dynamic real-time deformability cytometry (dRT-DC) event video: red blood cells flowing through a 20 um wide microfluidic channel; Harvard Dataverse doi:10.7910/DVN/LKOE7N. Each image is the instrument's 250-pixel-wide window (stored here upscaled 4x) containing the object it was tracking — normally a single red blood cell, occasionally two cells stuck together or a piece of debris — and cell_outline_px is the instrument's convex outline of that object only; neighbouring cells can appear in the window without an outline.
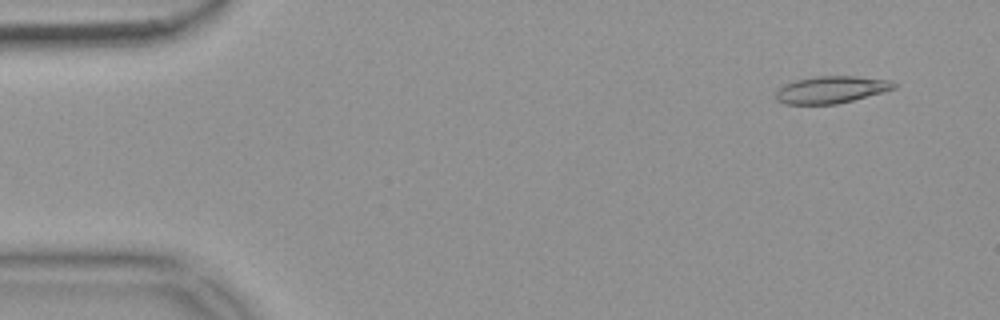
{"species": "common noctule bat (a hibernating species)", "species_latin": "Nyctalus noctula", "temperature_condition": "warm", "stored_images_in_passage": 54, "camera_frame_rate_fps": 3000, "um_per_image_px": 0.085, "animal": {"sex": "female", "body_mass_g": 18.4}, "frame": {"image": 1, "passage_image": 4, "time_ms": 1.0, "image_size_px": [1000, 320], "cell_outline_px": [[896, 88], [852, 100], [836, 104], [784, 104], [776, 100], [776, 92], [784, 84], [796, 80], [816, 76], [856, 76], [888, 80], [896, 84]], "centroid_in_image_um": [70.62, 7.62], "position_along_channel_um": 14.4, "area_um2": 18.44}}
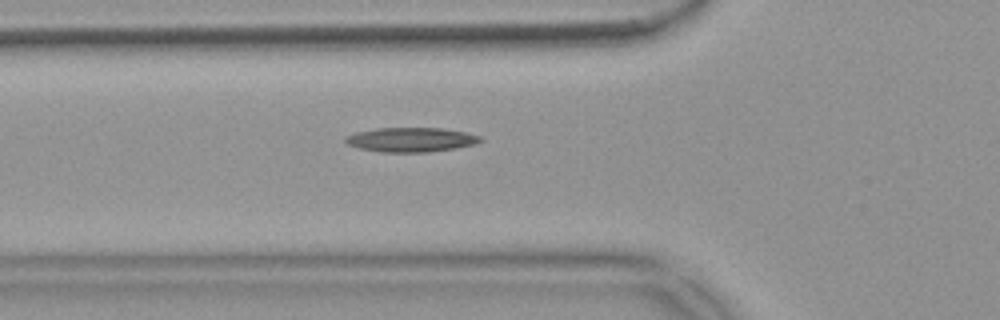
{"frame": {"image": 2, "passage_image": 19, "time_ms": 6.0, "image_size_px": [1000, 320], "cell_outline_px": [[484, 140], [476, 144], [456, 148], [428, 152], [384, 152], [360, 148], [348, 144], [344, 140], [344, 136], [356, 132], [376, 128], [444, 128], [468, 132], [480, 136]], "centroid_in_image_um": [34.97, 11.86], "position_along_channel_um": 90.8, "area_um2": 19.31}}
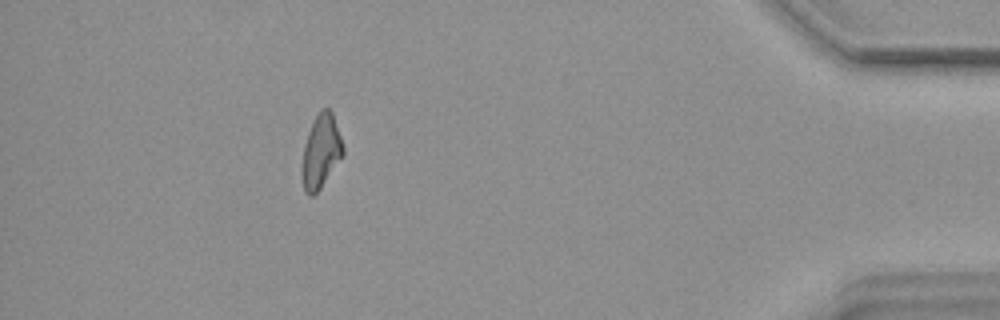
{"frame": {"image": 3, "passage_image": 49, "time_ms": 16.0, "image_size_px": [1000, 320], "cell_outline_px": [[344, 156], [320, 188], [312, 196], [308, 196], [304, 192], [300, 172], [300, 168], [304, 144], [308, 132], [320, 108], [328, 108], [332, 112], [344, 148]], "centroid_in_image_um": [27.26, 12.91], "position_along_channel_um": 407.9, "area_um2": 17.86}}